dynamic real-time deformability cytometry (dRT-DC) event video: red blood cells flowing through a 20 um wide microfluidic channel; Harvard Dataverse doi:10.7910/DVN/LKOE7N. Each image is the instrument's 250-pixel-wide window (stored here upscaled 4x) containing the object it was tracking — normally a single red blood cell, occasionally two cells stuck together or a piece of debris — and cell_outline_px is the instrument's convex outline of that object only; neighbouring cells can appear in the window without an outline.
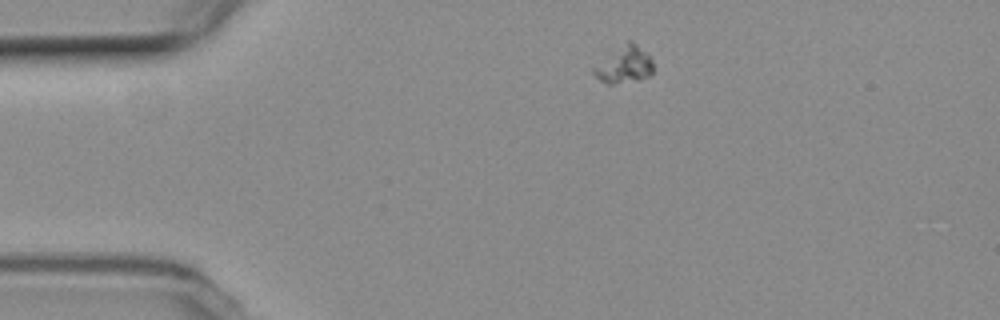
{"species": "common noctule bat (a hibernating species)", "species_latin": "Nyctalus noctula", "temperature_condition": "room temperature", "stored_images_in_passage": 41, "camera_frame_rate_fps": 3000, "um_per_image_px": 0.085, "animal": {"sex": "female", "body_mass_g": 19.3, "forearm_length_mm": 54.1}, "frame": {"image": 1, "passage_image": 1, "time_ms": 0.0, "image_size_px": [1000, 320], "cell_outline_px": [[652, 72], [648, 76], [640, 80], [612, 84], [608, 84], [600, 80], [592, 72], [592, 68], [628, 40], [632, 40], [648, 52], [652, 60]], "centroid_in_image_um": [53.09, 5.5], "position_along_channel_um": 31.9, "area_um2": 12.66}}
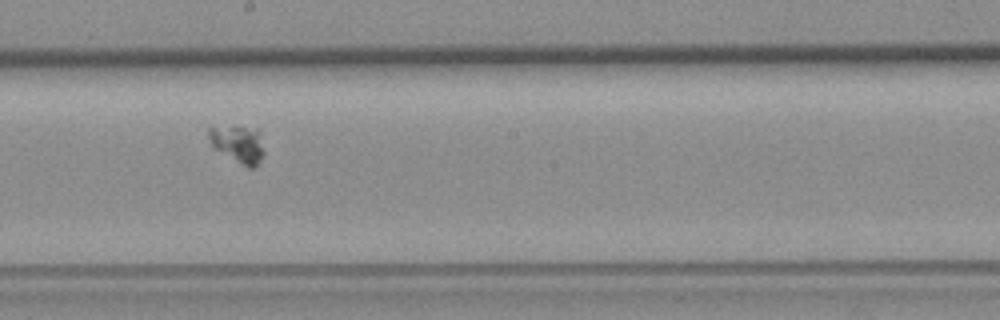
{"frame": {"image": 2, "passage_image": 22, "time_ms": 7.0, "image_size_px": [1000, 320], "cell_outline_px": [[264, 156], [252, 168], [248, 168], [212, 148], [208, 140], [208, 128], [212, 124], [256, 128], [260, 132], [264, 152]], "centroid_in_image_um": [20.18, 12.19], "position_along_channel_um": 228.0, "area_um2": 12.6}}
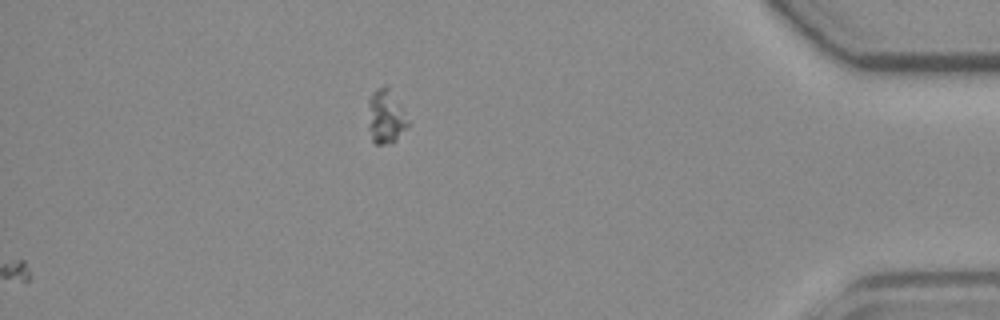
{"frame": {"image": 3, "passage_image": 41, "time_ms": 13.333, "image_size_px": [1000, 320], "cell_outline_px": [[412, 124], [392, 144], [376, 144], [372, 140], [368, 128], [368, 100], [372, 92], [376, 88], [384, 84], [388, 84]], "centroid_in_image_um": [32.81, 9.89], "position_along_channel_um": 402.4, "area_um2": 13.18}}